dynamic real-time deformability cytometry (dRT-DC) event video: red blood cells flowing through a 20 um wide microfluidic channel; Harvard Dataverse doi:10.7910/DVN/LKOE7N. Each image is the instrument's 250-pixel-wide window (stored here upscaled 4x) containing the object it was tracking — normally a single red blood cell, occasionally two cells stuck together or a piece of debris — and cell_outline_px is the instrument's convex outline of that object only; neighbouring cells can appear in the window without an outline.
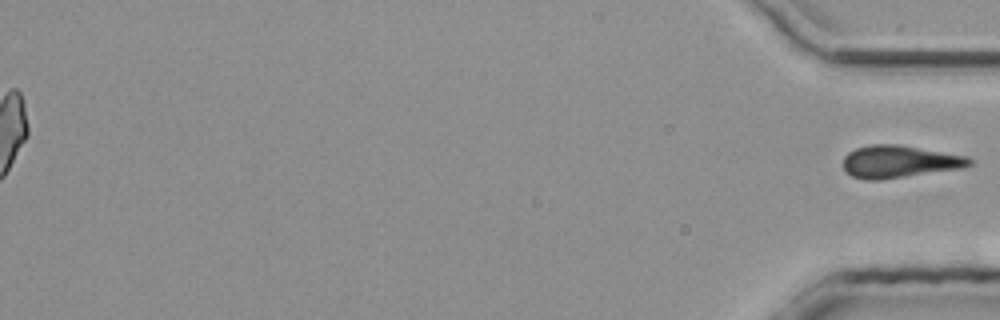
{"species": "common noctule bat (a hibernating species)", "species_latin": "Nyctalus noctula", "temperature_condition": "room temperature", "stored_images_in_passage": 31, "segment_of_instrument_passage": [2, 2], "camera_frame_rate_fps": 3000, "um_per_image_px": 0.085, "animal": {"sex": "male", "body_mass_g": 20.4}, "frame": {"image": 1, "passage_image": 31, "time_ms": 10.0, "image_size_px": [1000, 320], "cell_outline_px": [[972, 164], [960, 168], [880, 180], [864, 180], [852, 176], [844, 172], [844, 156], [848, 152], [856, 148], [872, 144], [896, 144], [968, 156], [972, 160]], "centroid_in_image_um": [76.4, 13.74], "position_along_channel_um": 358.8, "area_um2": 23.7}}